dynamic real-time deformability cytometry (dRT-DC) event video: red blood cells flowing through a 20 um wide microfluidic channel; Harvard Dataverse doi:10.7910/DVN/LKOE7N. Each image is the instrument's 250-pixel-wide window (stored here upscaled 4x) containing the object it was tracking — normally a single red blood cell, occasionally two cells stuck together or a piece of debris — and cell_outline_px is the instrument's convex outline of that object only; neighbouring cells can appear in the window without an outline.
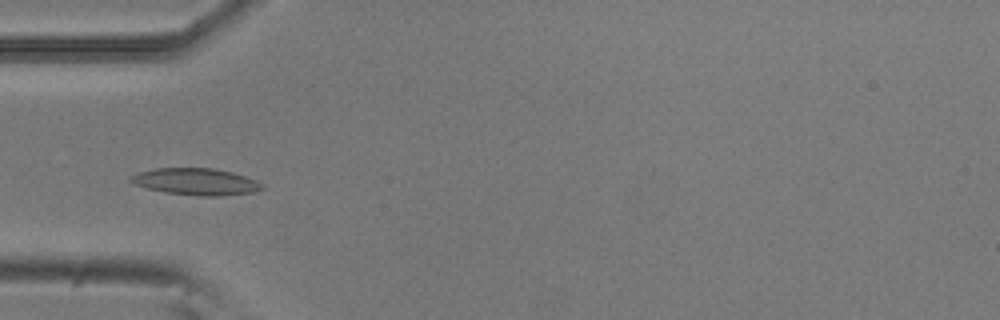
{"species": "common noctule bat (a hibernating species)", "species_latin": "Nyctalus noctula", "temperature_condition": "room temperature", "stored_images_in_passage": 47, "camera_frame_rate_fps": 3000, "um_per_image_px": 0.085, "animal": {"sex": "male", "body_mass_g": 20.5, "forearm_length_mm": 52.5}, "frame": {"image": 1, "passage_image": 11, "time_ms": 3.333, "image_size_px": [1000, 320], "cell_outline_px": [[264, 188], [252, 192], [220, 196], [200, 196], [164, 192], [148, 188], [136, 184], [128, 180], [128, 176], [136, 172], [156, 168], [212, 168], [232, 172], [256, 180], [264, 184]], "centroid_in_image_um": [16.63, 15.43], "position_along_channel_um": 68.4, "area_um2": 20.52}}
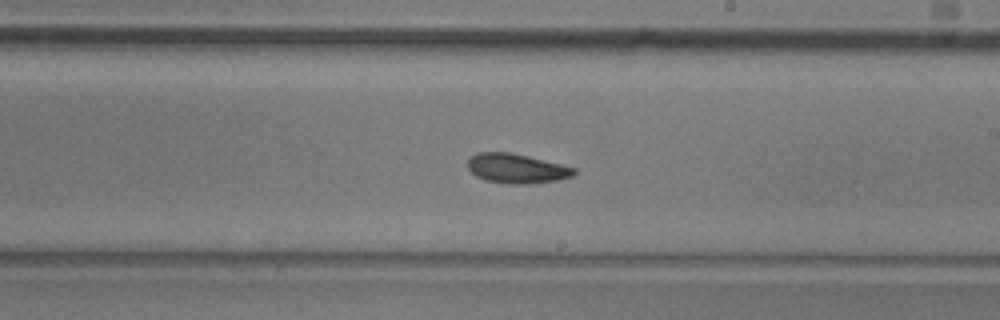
{"frame": {"image": 2, "passage_image": 25, "time_ms": 8.0, "image_size_px": [1000, 320], "cell_outline_px": [[576, 172], [572, 176], [556, 180], [524, 184], [508, 184], [484, 180], [476, 176], [468, 168], [468, 160], [476, 152], [508, 152], [528, 156], [576, 168]], "centroid_in_image_um": [43.88, 14.32], "position_along_channel_um": 245.1, "area_um2": 18.15}}
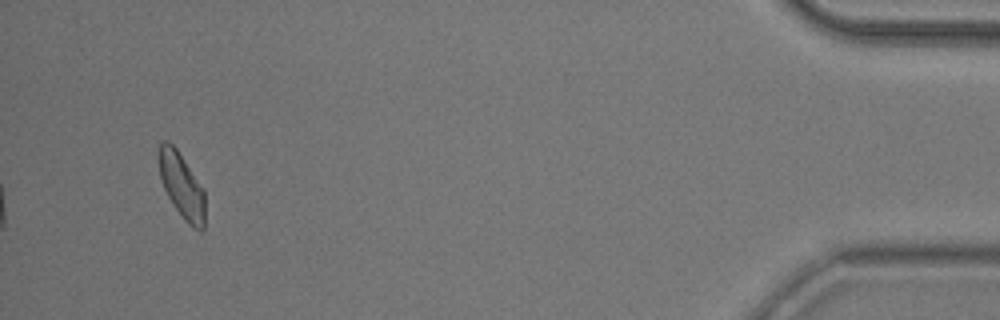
{"frame": {"image": 3, "passage_image": 45, "time_ms": 14.667, "image_size_px": [1000, 320], "cell_outline_px": [[204, 228], [200, 232], [192, 228], [184, 220], [172, 204], [164, 188], [160, 176], [156, 156], [160, 144], [164, 140], [168, 140], [176, 148], [204, 188]], "centroid_in_image_um": [15.42, 15.77], "position_along_channel_um": 419.8, "area_um2": 17.86}, "authors_computed_cell_mechanics": {"area_um2": 18.1492, "velocity_mm_per_s": 3.7761, "shape_relaxation_time_tau1_ms": 7.0407, "shape_relaxation_time_tau2_ms": 6.7245, "deformation_change_tau1": 0.1565, "deformation_change_tau2": 0.1449}}